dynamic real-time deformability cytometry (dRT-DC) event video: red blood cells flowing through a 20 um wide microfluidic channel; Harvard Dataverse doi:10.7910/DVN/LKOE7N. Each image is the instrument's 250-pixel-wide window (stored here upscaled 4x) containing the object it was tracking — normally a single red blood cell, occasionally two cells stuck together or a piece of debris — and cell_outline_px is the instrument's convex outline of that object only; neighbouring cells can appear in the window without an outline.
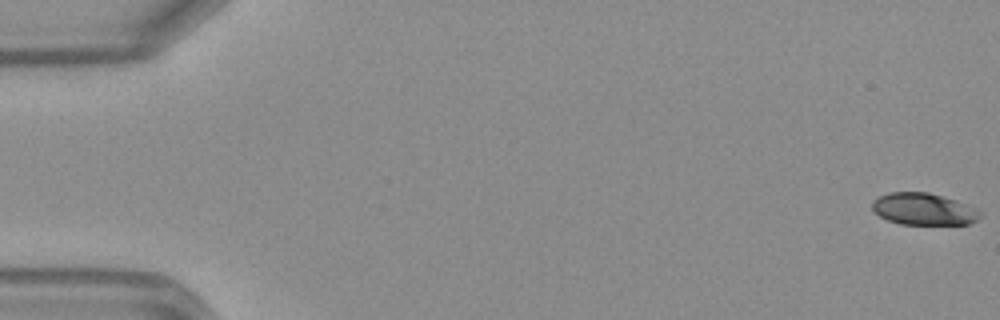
{"species": "Egyptian fruit bat (a non-hibernating species)", "species_latin": "Rousettus aegyptiacus", "temperature_condition": "warm", "stored_images_in_passage": 13, "camera_frame_rate_fps": 3000, "um_per_image_px": 0.085, "frame": {"image": 1, "passage_image": 1, "time_ms": 0.0, "image_size_px": [1000, 320], "cell_outline_px": [[984, 212], [976, 220], [968, 224], [900, 224], [888, 220], [880, 216], [872, 208], [872, 200], [888, 192], [928, 192], [956, 200], [976, 208]], "centroid_in_image_um": [78.52, 17.77], "position_along_channel_um": 6.5, "area_um2": 20.06}}